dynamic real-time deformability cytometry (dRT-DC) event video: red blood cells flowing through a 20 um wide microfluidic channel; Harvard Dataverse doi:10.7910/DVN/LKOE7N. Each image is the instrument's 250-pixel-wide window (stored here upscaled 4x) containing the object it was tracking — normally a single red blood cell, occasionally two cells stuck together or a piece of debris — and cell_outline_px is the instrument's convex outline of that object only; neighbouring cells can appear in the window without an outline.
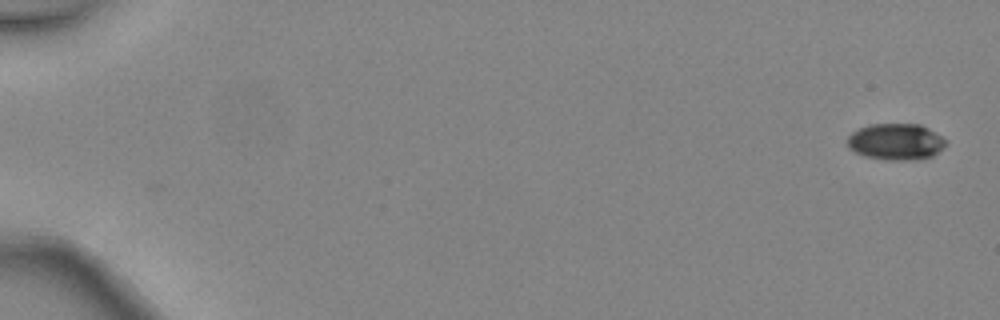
{"species": "common noctule bat (a hibernating species)", "species_latin": "Nyctalus noctula", "temperature_condition": "warm", "stored_images_in_passage": 6, "segment_of_instrument_passage": [1, 2], "camera_frame_rate_fps": 3000, "um_per_image_px": 0.085, "animal": {"sex": "female", "body_mass_g": 24.6, "forearm_length_mm": 56.2}, "frame": {"image": 1, "passage_image": 1, "time_ms": 0.0, "image_size_px": [1000, 320], "cell_outline_px": [[948, 140], [944, 148], [932, 156], [908, 160], [884, 160], [864, 156], [848, 148], [848, 136], [852, 132], [868, 124], [920, 124], [928, 128]], "centroid_in_image_um": [76.16, 12.04], "position_along_channel_um": 8.8, "area_um2": 20.98}}
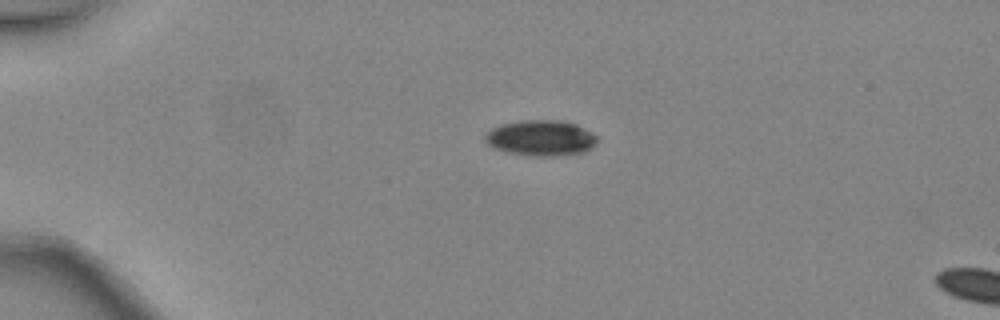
{"frame": {"image": 2, "passage_image": 4, "time_ms": 1.0, "image_size_px": [1000, 320], "cell_outline_px": [[596, 144], [584, 152], [552, 156], [536, 156], [508, 152], [496, 148], [488, 144], [484, 140], [484, 136], [492, 128], [500, 124], [524, 120], [560, 120], [576, 124], [592, 132], [596, 136]], "centroid_in_image_um": [45.97, 11.72], "position_along_channel_um": 39.0, "area_um2": 23.12}}